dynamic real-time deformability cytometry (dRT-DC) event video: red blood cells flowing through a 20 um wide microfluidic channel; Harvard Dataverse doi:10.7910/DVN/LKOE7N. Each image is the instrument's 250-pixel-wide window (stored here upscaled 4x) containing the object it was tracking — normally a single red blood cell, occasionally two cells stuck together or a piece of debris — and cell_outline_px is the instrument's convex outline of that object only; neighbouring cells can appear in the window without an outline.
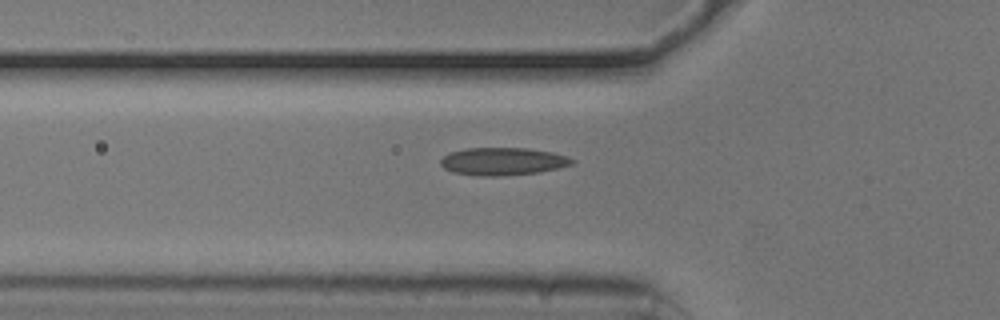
{"species": "common noctule bat (a hibernating species)", "species_latin": "Nyctalus noctula", "temperature_condition": "cold", "stored_images_in_passage": 40, "camera_frame_rate_fps": 3000, "um_per_image_px": 0.085, "animal": {"sex": "male", "body_mass_g": 20.5, "forearm_length_mm": 52.5}, "frame": {"image": 1, "passage_image": 5, "time_ms": 1.333, "image_size_px": [1000, 320], "cell_outline_px": [[576, 160], [572, 164], [540, 172], [504, 176], [476, 176], [452, 172], [444, 168], [440, 164], [440, 160], [448, 152], [468, 148], [528, 148], [552, 152], [568, 156]], "centroid_in_image_um": [42.72, 13.72], "position_along_channel_um": 83.1, "area_um2": 21.39}}
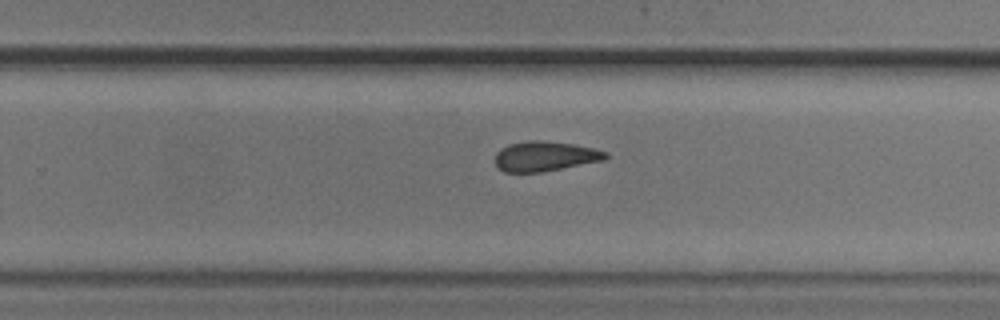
{"frame": {"image": 2, "passage_image": 21, "time_ms": 6.667, "image_size_px": [1000, 320], "cell_outline_px": [[608, 156], [604, 160], [540, 172], [504, 172], [496, 164], [496, 152], [500, 148], [508, 144], [528, 140], [540, 140], [572, 144], [592, 148], [608, 152]], "centroid_in_image_um": [46.3, 13.27], "position_along_channel_um": 283.5, "area_um2": 19.07}}
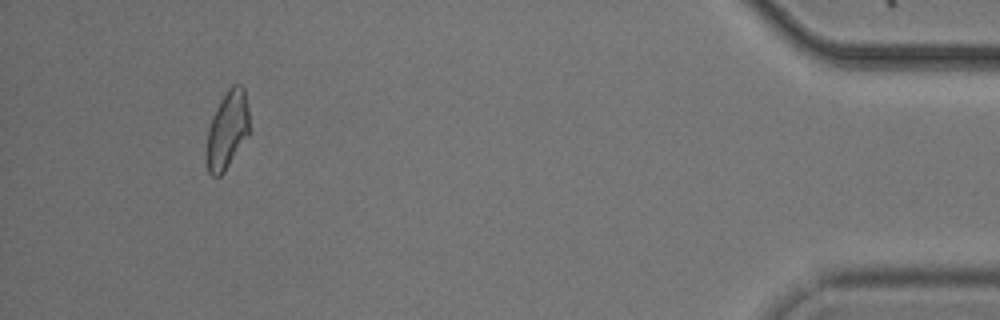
{"frame": {"image": 3, "passage_image": 37, "time_ms": 12.0, "image_size_px": [1000, 320], "cell_outline_px": [[248, 136], [224, 172], [220, 176], [212, 176], [208, 172], [204, 152], [208, 128], [212, 116], [220, 100], [228, 88], [232, 84], [240, 84], [244, 88], [248, 108]], "centroid_in_image_um": [19.28, 11.07], "position_along_channel_um": 415.9, "area_um2": 19.71}, "authors_computed_cell_mechanics": {"area_um2": 19.4497, "velocity_mm_per_s": 3.7509, "shape_relaxation_time_tau1_ms": null, "shape_relaxation_time_tau2_ms": 5.2391, "deformation_change_tau1": null, "deformation_change_tau2": 0.109}}